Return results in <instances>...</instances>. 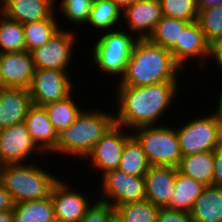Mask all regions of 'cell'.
Returning a JSON list of instances; mask_svg holds the SVG:
<instances>
[{"mask_svg":"<svg viewBox=\"0 0 222 222\" xmlns=\"http://www.w3.org/2000/svg\"><path fill=\"white\" fill-rule=\"evenodd\" d=\"M179 87V82H161L140 87L118 86L115 101L119 106L115 109L119 110L113 112L115 124L127 127L129 131L157 125L159 119L161 121V117L169 113L167 111L174 98L179 95Z\"/></svg>","mask_w":222,"mask_h":222,"instance_id":"cell-1","label":"cell"},{"mask_svg":"<svg viewBox=\"0 0 222 222\" xmlns=\"http://www.w3.org/2000/svg\"><path fill=\"white\" fill-rule=\"evenodd\" d=\"M181 71L182 68L175 62L169 49L162 48L148 38L138 39L117 85L140 87L178 82Z\"/></svg>","mask_w":222,"mask_h":222,"instance_id":"cell-2","label":"cell"},{"mask_svg":"<svg viewBox=\"0 0 222 222\" xmlns=\"http://www.w3.org/2000/svg\"><path fill=\"white\" fill-rule=\"evenodd\" d=\"M114 124L115 114L83 109L76 120L59 135L57 147L52 154L57 152L59 155L84 160Z\"/></svg>","mask_w":222,"mask_h":222,"instance_id":"cell-3","label":"cell"},{"mask_svg":"<svg viewBox=\"0 0 222 222\" xmlns=\"http://www.w3.org/2000/svg\"><path fill=\"white\" fill-rule=\"evenodd\" d=\"M59 178L37 163L0 166V184L11 195L14 204L50 197L51 190Z\"/></svg>","mask_w":222,"mask_h":222,"instance_id":"cell-4","label":"cell"},{"mask_svg":"<svg viewBox=\"0 0 222 222\" xmlns=\"http://www.w3.org/2000/svg\"><path fill=\"white\" fill-rule=\"evenodd\" d=\"M137 40L136 36L126 32L124 27L121 30L118 28L105 32L92 46L91 60L102 73L115 75V78L117 76L120 80Z\"/></svg>","mask_w":222,"mask_h":222,"instance_id":"cell-5","label":"cell"},{"mask_svg":"<svg viewBox=\"0 0 222 222\" xmlns=\"http://www.w3.org/2000/svg\"><path fill=\"white\" fill-rule=\"evenodd\" d=\"M159 123L135 128L132 135L142 145L151 165L178 167L182 153L176 128Z\"/></svg>","mask_w":222,"mask_h":222,"instance_id":"cell-6","label":"cell"},{"mask_svg":"<svg viewBox=\"0 0 222 222\" xmlns=\"http://www.w3.org/2000/svg\"><path fill=\"white\" fill-rule=\"evenodd\" d=\"M176 128L182 156L215 151L222 146V125L213 113L188 119V123Z\"/></svg>","mask_w":222,"mask_h":222,"instance_id":"cell-7","label":"cell"},{"mask_svg":"<svg viewBox=\"0 0 222 222\" xmlns=\"http://www.w3.org/2000/svg\"><path fill=\"white\" fill-rule=\"evenodd\" d=\"M101 178L98 200L108 202L113 207L146 200L144 177L128 175L115 169L101 175Z\"/></svg>","mask_w":222,"mask_h":222,"instance_id":"cell-8","label":"cell"},{"mask_svg":"<svg viewBox=\"0 0 222 222\" xmlns=\"http://www.w3.org/2000/svg\"><path fill=\"white\" fill-rule=\"evenodd\" d=\"M68 72L59 69H35L28 88L32 104L45 106L73 93L76 86Z\"/></svg>","mask_w":222,"mask_h":222,"instance_id":"cell-9","label":"cell"},{"mask_svg":"<svg viewBox=\"0 0 222 222\" xmlns=\"http://www.w3.org/2000/svg\"><path fill=\"white\" fill-rule=\"evenodd\" d=\"M126 130L127 128L114 124L86 156L84 160L89 159L90 166L94 171L96 169V173L100 171L102 173L99 174L103 175L118 169L125 143L133 136L132 131L129 134Z\"/></svg>","mask_w":222,"mask_h":222,"instance_id":"cell-10","label":"cell"},{"mask_svg":"<svg viewBox=\"0 0 222 222\" xmlns=\"http://www.w3.org/2000/svg\"><path fill=\"white\" fill-rule=\"evenodd\" d=\"M61 29L48 43L31 52L35 69H59L69 71L74 45L78 39L74 30ZM71 61V62H70Z\"/></svg>","mask_w":222,"mask_h":222,"instance_id":"cell-11","label":"cell"},{"mask_svg":"<svg viewBox=\"0 0 222 222\" xmlns=\"http://www.w3.org/2000/svg\"><path fill=\"white\" fill-rule=\"evenodd\" d=\"M34 152L45 154L33 141L25 122L0 130L1 165L29 162Z\"/></svg>","mask_w":222,"mask_h":222,"instance_id":"cell-12","label":"cell"},{"mask_svg":"<svg viewBox=\"0 0 222 222\" xmlns=\"http://www.w3.org/2000/svg\"><path fill=\"white\" fill-rule=\"evenodd\" d=\"M169 51L175 62L182 69L185 67V64L193 58V61L195 59L199 60V68L201 69L202 67L204 68V66H207V57L212 59V47L205 39L204 32L201 30L198 21L190 22L185 29L181 31L179 42H177ZM205 60L206 62H204Z\"/></svg>","mask_w":222,"mask_h":222,"instance_id":"cell-13","label":"cell"},{"mask_svg":"<svg viewBox=\"0 0 222 222\" xmlns=\"http://www.w3.org/2000/svg\"><path fill=\"white\" fill-rule=\"evenodd\" d=\"M75 190L62 178H59L54 184L50 198L54 207L55 219L64 222H80L84 217L88 207L92 204V200H89L92 197H87L86 193H81V190Z\"/></svg>","mask_w":222,"mask_h":222,"instance_id":"cell-14","label":"cell"},{"mask_svg":"<svg viewBox=\"0 0 222 222\" xmlns=\"http://www.w3.org/2000/svg\"><path fill=\"white\" fill-rule=\"evenodd\" d=\"M122 17L126 31L137 39H147L163 17L160 0H136L123 10Z\"/></svg>","mask_w":222,"mask_h":222,"instance_id":"cell-15","label":"cell"},{"mask_svg":"<svg viewBox=\"0 0 222 222\" xmlns=\"http://www.w3.org/2000/svg\"><path fill=\"white\" fill-rule=\"evenodd\" d=\"M34 71L32 54L27 50L1 53V87L28 89Z\"/></svg>","mask_w":222,"mask_h":222,"instance_id":"cell-16","label":"cell"},{"mask_svg":"<svg viewBox=\"0 0 222 222\" xmlns=\"http://www.w3.org/2000/svg\"><path fill=\"white\" fill-rule=\"evenodd\" d=\"M177 171V167L151 165L144 176L146 200L166 208L174 193Z\"/></svg>","mask_w":222,"mask_h":222,"instance_id":"cell-17","label":"cell"},{"mask_svg":"<svg viewBox=\"0 0 222 222\" xmlns=\"http://www.w3.org/2000/svg\"><path fill=\"white\" fill-rule=\"evenodd\" d=\"M0 13L21 24L48 19L57 0H0Z\"/></svg>","mask_w":222,"mask_h":222,"instance_id":"cell-18","label":"cell"},{"mask_svg":"<svg viewBox=\"0 0 222 222\" xmlns=\"http://www.w3.org/2000/svg\"><path fill=\"white\" fill-rule=\"evenodd\" d=\"M32 105L28 89L0 88V130L25 122L29 107Z\"/></svg>","mask_w":222,"mask_h":222,"instance_id":"cell-19","label":"cell"},{"mask_svg":"<svg viewBox=\"0 0 222 222\" xmlns=\"http://www.w3.org/2000/svg\"><path fill=\"white\" fill-rule=\"evenodd\" d=\"M25 124L33 141L45 154L56 149L59 135L50 123L44 106L32 104L28 109Z\"/></svg>","mask_w":222,"mask_h":222,"instance_id":"cell-20","label":"cell"},{"mask_svg":"<svg viewBox=\"0 0 222 222\" xmlns=\"http://www.w3.org/2000/svg\"><path fill=\"white\" fill-rule=\"evenodd\" d=\"M192 222L222 220V187L207 185L194 203L190 213Z\"/></svg>","mask_w":222,"mask_h":222,"instance_id":"cell-21","label":"cell"},{"mask_svg":"<svg viewBox=\"0 0 222 222\" xmlns=\"http://www.w3.org/2000/svg\"><path fill=\"white\" fill-rule=\"evenodd\" d=\"M178 171L207 186L213 185L214 151L182 156Z\"/></svg>","mask_w":222,"mask_h":222,"instance_id":"cell-22","label":"cell"},{"mask_svg":"<svg viewBox=\"0 0 222 222\" xmlns=\"http://www.w3.org/2000/svg\"><path fill=\"white\" fill-rule=\"evenodd\" d=\"M204 188L205 185L177 171L174 193L166 208L191 213Z\"/></svg>","mask_w":222,"mask_h":222,"instance_id":"cell-23","label":"cell"},{"mask_svg":"<svg viewBox=\"0 0 222 222\" xmlns=\"http://www.w3.org/2000/svg\"><path fill=\"white\" fill-rule=\"evenodd\" d=\"M73 95L74 93H71L65 99L44 106L50 123L58 135L69 127L83 110V106H79L80 104L76 102Z\"/></svg>","mask_w":222,"mask_h":222,"instance_id":"cell-24","label":"cell"},{"mask_svg":"<svg viewBox=\"0 0 222 222\" xmlns=\"http://www.w3.org/2000/svg\"><path fill=\"white\" fill-rule=\"evenodd\" d=\"M54 12L48 19H43L36 22L22 24L25 34L26 50L32 52L33 50L48 43L62 28L58 26V19H56Z\"/></svg>","mask_w":222,"mask_h":222,"instance_id":"cell-25","label":"cell"},{"mask_svg":"<svg viewBox=\"0 0 222 222\" xmlns=\"http://www.w3.org/2000/svg\"><path fill=\"white\" fill-rule=\"evenodd\" d=\"M122 13L121 8L111 0H94L86 25L103 30V33L110 32L118 28Z\"/></svg>","mask_w":222,"mask_h":222,"instance_id":"cell-26","label":"cell"},{"mask_svg":"<svg viewBox=\"0 0 222 222\" xmlns=\"http://www.w3.org/2000/svg\"><path fill=\"white\" fill-rule=\"evenodd\" d=\"M14 222H51L55 212L51 198L18 202L13 207Z\"/></svg>","mask_w":222,"mask_h":222,"instance_id":"cell-27","label":"cell"},{"mask_svg":"<svg viewBox=\"0 0 222 222\" xmlns=\"http://www.w3.org/2000/svg\"><path fill=\"white\" fill-rule=\"evenodd\" d=\"M150 166L142 145L132 136L125 143L118 169L128 175L144 177Z\"/></svg>","mask_w":222,"mask_h":222,"instance_id":"cell-28","label":"cell"},{"mask_svg":"<svg viewBox=\"0 0 222 222\" xmlns=\"http://www.w3.org/2000/svg\"><path fill=\"white\" fill-rule=\"evenodd\" d=\"M189 21L163 16L155 26L149 40L165 49H171L181 36Z\"/></svg>","mask_w":222,"mask_h":222,"instance_id":"cell-29","label":"cell"},{"mask_svg":"<svg viewBox=\"0 0 222 222\" xmlns=\"http://www.w3.org/2000/svg\"><path fill=\"white\" fill-rule=\"evenodd\" d=\"M26 51L23 25L0 13V53Z\"/></svg>","mask_w":222,"mask_h":222,"instance_id":"cell-30","label":"cell"},{"mask_svg":"<svg viewBox=\"0 0 222 222\" xmlns=\"http://www.w3.org/2000/svg\"><path fill=\"white\" fill-rule=\"evenodd\" d=\"M115 213L123 222H157L160 209L150 201L143 200L116 206Z\"/></svg>","mask_w":222,"mask_h":222,"instance_id":"cell-31","label":"cell"},{"mask_svg":"<svg viewBox=\"0 0 222 222\" xmlns=\"http://www.w3.org/2000/svg\"><path fill=\"white\" fill-rule=\"evenodd\" d=\"M205 39L213 47L222 39V4L199 9L198 20Z\"/></svg>","mask_w":222,"mask_h":222,"instance_id":"cell-32","label":"cell"},{"mask_svg":"<svg viewBox=\"0 0 222 222\" xmlns=\"http://www.w3.org/2000/svg\"><path fill=\"white\" fill-rule=\"evenodd\" d=\"M163 16L189 22L198 20L199 9L196 0H160Z\"/></svg>","mask_w":222,"mask_h":222,"instance_id":"cell-33","label":"cell"},{"mask_svg":"<svg viewBox=\"0 0 222 222\" xmlns=\"http://www.w3.org/2000/svg\"><path fill=\"white\" fill-rule=\"evenodd\" d=\"M60 9L63 17L76 25L87 23L94 0H61Z\"/></svg>","mask_w":222,"mask_h":222,"instance_id":"cell-34","label":"cell"},{"mask_svg":"<svg viewBox=\"0 0 222 222\" xmlns=\"http://www.w3.org/2000/svg\"><path fill=\"white\" fill-rule=\"evenodd\" d=\"M80 222H108L115 208L108 202L93 200Z\"/></svg>","mask_w":222,"mask_h":222,"instance_id":"cell-35","label":"cell"},{"mask_svg":"<svg viewBox=\"0 0 222 222\" xmlns=\"http://www.w3.org/2000/svg\"><path fill=\"white\" fill-rule=\"evenodd\" d=\"M157 222H192V219L190 213L160 208L157 214Z\"/></svg>","mask_w":222,"mask_h":222,"instance_id":"cell-36","label":"cell"},{"mask_svg":"<svg viewBox=\"0 0 222 222\" xmlns=\"http://www.w3.org/2000/svg\"><path fill=\"white\" fill-rule=\"evenodd\" d=\"M213 185L222 187V146L214 151Z\"/></svg>","mask_w":222,"mask_h":222,"instance_id":"cell-37","label":"cell"},{"mask_svg":"<svg viewBox=\"0 0 222 222\" xmlns=\"http://www.w3.org/2000/svg\"><path fill=\"white\" fill-rule=\"evenodd\" d=\"M14 202L11 195L0 184V212L13 210Z\"/></svg>","mask_w":222,"mask_h":222,"instance_id":"cell-38","label":"cell"},{"mask_svg":"<svg viewBox=\"0 0 222 222\" xmlns=\"http://www.w3.org/2000/svg\"><path fill=\"white\" fill-rule=\"evenodd\" d=\"M212 58L211 60H214L216 66L222 71V42H218L212 47Z\"/></svg>","mask_w":222,"mask_h":222,"instance_id":"cell-39","label":"cell"},{"mask_svg":"<svg viewBox=\"0 0 222 222\" xmlns=\"http://www.w3.org/2000/svg\"><path fill=\"white\" fill-rule=\"evenodd\" d=\"M220 84H222V82H220ZM220 93L218 94L219 98L217 99L218 101V105L216 104V109H214L215 111H213L212 113L215 115V117L217 118V120L221 123L222 125V86H220Z\"/></svg>","mask_w":222,"mask_h":222,"instance_id":"cell-40","label":"cell"},{"mask_svg":"<svg viewBox=\"0 0 222 222\" xmlns=\"http://www.w3.org/2000/svg\"><path fill=\"white\" fill-rule=\"evenodd\" d=\"M198 9H207L222 4V0H196Z\"/></svg>","mask_w":222,"mask_h":222,"instance_id":"cell-41","label":"cell"},{"mask_svg":"<svg viewBox=\"0 0 222 222\" xmlns=\"http://www.w3.org/2000/svg\"><path fill=\"white\" fill-rule=\"evenodd\" d=\"M0 222H14L13 210L0 212Z\"/></svg>","mask_w":222,"mask_h":222,"instance_id":"cell-42","label":"cell"},{"mask_svg":"<svg viewBox=\"0 0 222 222\" xmlns=\"http://www.w3.org/2000/svg\"><path fill=\"white\" fill-rule=\"evenodd\" d=\"M111 1L117 4L123 11L125 8L133 4L136 0H111Z\"/></svg>","mask_w":222,"mask_h":222,"instance_id":"cell-43","label":"cell"},{"mask_svg":"<svg viewBox=\"0 0 222 222\" xmlns=\"http://www.w3.org/2000/svg\"><path fill=\"white\" fill-rule=\"evenodd\" d=\"M108 222H123V221L119 218V216L116 213H114L111 216V218L108 220Z\"/></svg>","mask_w":222,"mask_h":222,"instance_id":"cell-44","label":"cell"},{"mask_svg":"<svg viewBox=\"0 0 222 222\" xmlns=\"http://www.w3.org/2000/svg\"><path fill=\"white\" fill-rule=\"evenodd\" d=\"M0 88H1V53H0Z\"/></svg>","mask_w":222,"mask_h":222,"instance_id":"cell-45","label":"cell"},{"mask_svg":"<svg viewBox=\"0 0 222 222\" xmlns=\"http://www.w3.org/2000/svg\"><path fill=\"white\" fill-rule=\"evenodd\" d=\"M51 222H64V221H61V220H58V219H54Z\"/></svg>","mask_w":222,"mask_h":222,"instance_id":"cell-46","label":"cell"}]
</instances>
